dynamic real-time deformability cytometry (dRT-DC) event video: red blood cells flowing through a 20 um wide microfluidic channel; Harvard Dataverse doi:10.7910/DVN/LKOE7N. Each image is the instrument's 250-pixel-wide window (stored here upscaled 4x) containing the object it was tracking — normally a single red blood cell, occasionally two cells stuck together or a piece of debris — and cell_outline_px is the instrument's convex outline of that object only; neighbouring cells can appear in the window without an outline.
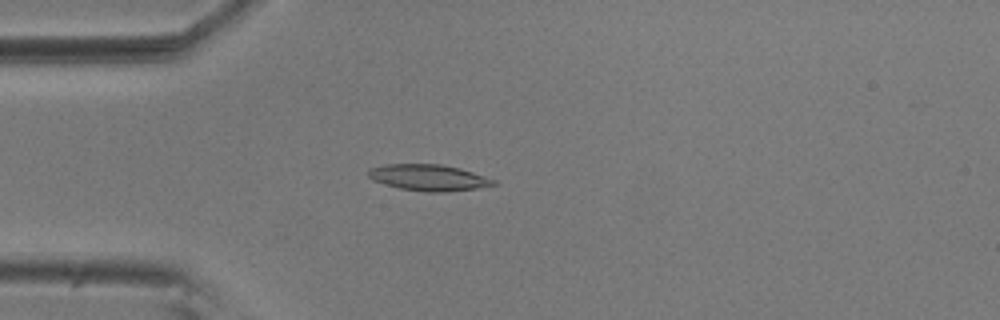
{"species": "common noctule bat (a hibernating species)", "species_latin": "Nyctalus noctula", "temperature_condition": "room temperature", "stored_images_in_passage": 53, "camera_frame_rate_fps": 3000, "um_per_image_px": 0.085, "animal": {"sex": "male", "body_mass_g": 20.5, "forearm_length_mm": 52.5}, "frame": {"image": 1, "passage_image": 12, "time_ms": 3.667, "image_size_px": [1000, 320], "cell_outline_px": [[500, 184], [476, 188], [444, 192], [428, 192], [400, 188], [384, 184], [372, 180], [368, 176], [368, 168], [384, 164], [440, 164], [460, 168], [496, 180]], "centroid_in_image_um": [36.42, 15.09], "position_along_channel_um": 48.6, "area_um2": 19.19}}
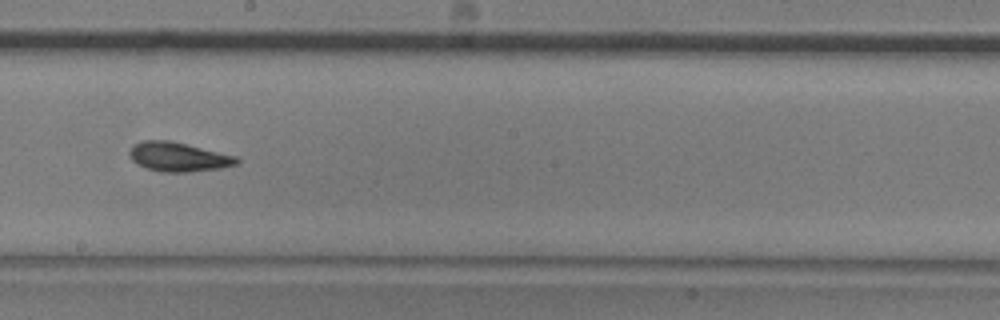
{"frame": {"image": 2, "passage_image": 28, "time_ms": 9.0, "image_size_px": [1000, 320], "cell_outline_px": [[240, 164], [220, 168], [188, 172], [160, 172], [144, 168], [136, 164], [128, 156], [128, 152], [132, 144], [140, 140], [168, 140], [236, 156], [240, 160]], "centroid_in_image_um": [15.1, 13.34], "position_along_channel_um": 233.1, "area_um2": 18.5}}
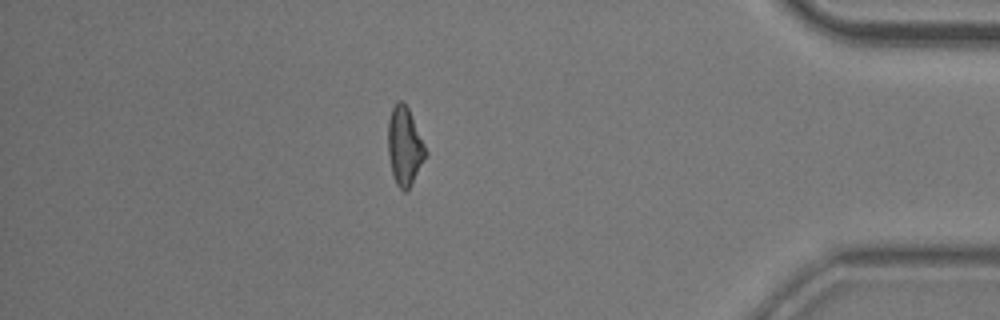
{"frame": {"image": 3, "passage_image": 45, "time_ms": 14.667, "image_size_px": [1000, 320], "cell_outline_px": [[428, 152], [408, 188], [404, 192], [396, 184], [392, 172], [388, 152], [388, 120], [392, 108], [396, 100], [400, 100], [408, 108]], "centroid_in_image_um": [34.37, 12.39], "position_along_channel_um": 400.8, "area_um2": 16.76}}